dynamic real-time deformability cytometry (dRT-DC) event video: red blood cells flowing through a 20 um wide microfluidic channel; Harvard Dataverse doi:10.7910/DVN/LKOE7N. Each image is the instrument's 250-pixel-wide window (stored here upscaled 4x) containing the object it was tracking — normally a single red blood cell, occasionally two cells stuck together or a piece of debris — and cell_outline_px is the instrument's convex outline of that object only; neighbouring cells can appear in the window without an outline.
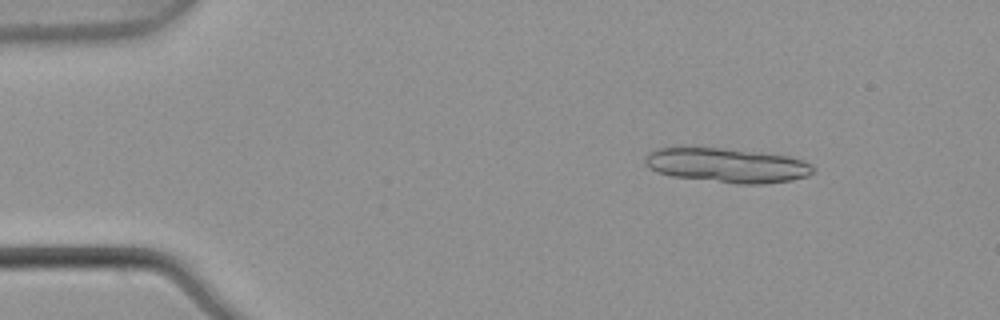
{"species": "common noctule bat (a hibernating species)", "species_latin": "Nyctalus noctula", "temperature_condition": "warm", "stored_images_in_passage": 5, "segment_of_instrument_passage": [1, 2], "camera_frame_rate_fps": 3000, "um_per_image_px": 0.085, "animal": {"sex": "male", "body_mass_g": 21.5, "forearm_length_mm": 52.0}, "frame": {"image": 1, "passage_image": 2, "time_ms": 0.333, "image_size_px": [1000, 320], "cell_outline_px": [[816, 172], [808, 176], [792, 180], [764, 184], [736, 184], [672, 176], [656, 172], [648, 168], [644, 164], [644, 156], [648, 152], [660, 148], [720, 148], [760, 152], [788, 156], [812, 164], [816, 168]], "centroid_in_image_um": [61.81, 14.06], "position_along_channel_um": 23.2, "area_um2": 33.99}}